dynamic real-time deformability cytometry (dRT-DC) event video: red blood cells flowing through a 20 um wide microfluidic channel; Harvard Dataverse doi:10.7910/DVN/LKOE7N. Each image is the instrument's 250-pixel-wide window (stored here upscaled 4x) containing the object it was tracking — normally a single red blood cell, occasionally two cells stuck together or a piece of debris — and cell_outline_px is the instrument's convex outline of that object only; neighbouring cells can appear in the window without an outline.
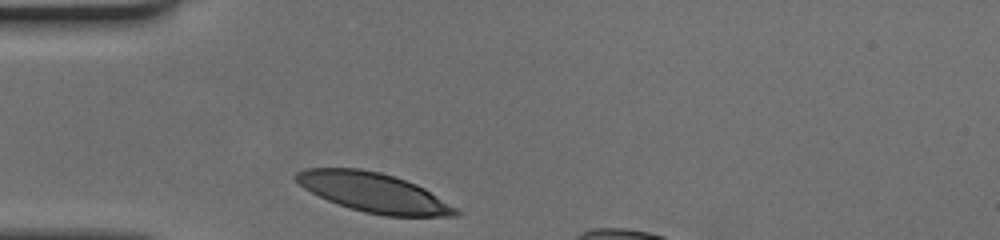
{"species": "human", "species_latin": "Homo sapiens", "temperature_condition": "cold", "stored_images_in_passage": 26, "camera_frame_rate_fps": 3000, "um_per_image_px": 0.085, "donor": {"sex": "female"}, "frame": {"image": 1, "passage_image": 1, "time_ms": 0.0, "image_size_px": [1000, 240], "cell_outline_px": [[460, 212], [456, 216], [384, 216], [364, 212], [328, 200], [304, 188], [292, 176], [296, 172], [304, 168], [360, 168], [380, 172], [416, 184], [424, 188], [456, 208]], "centroid_in_image_um": [31.73, 16.35], "position_along_channel_um": 53.3, "area_um2": 36.18}}
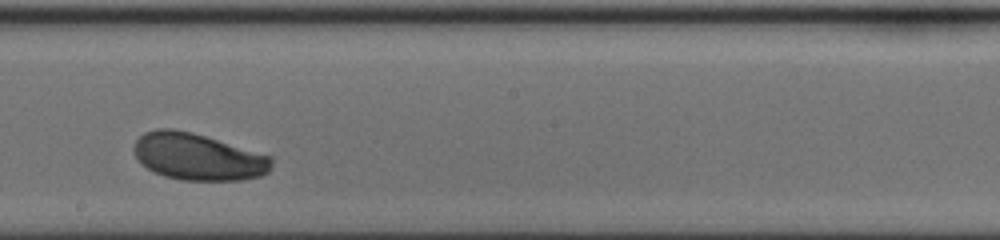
{"frame": {"image": 2, "passage_image": 15, "time_ms": 4.667, "image_size_px": [1000, 240], "cell_outline_px": [[272, 168], [268, 172], [260, 176], [240, 180], [180, 180], [164, 176], [140, 164], [132, 148], [136, 140], [144, 132], [156, 128], [172, 128], [192, 132], [272, 156]], "centroid_in_image_um": [16.81, 13.32], "position_along_channel_um": 231.4, "area_um2": 37.69}}
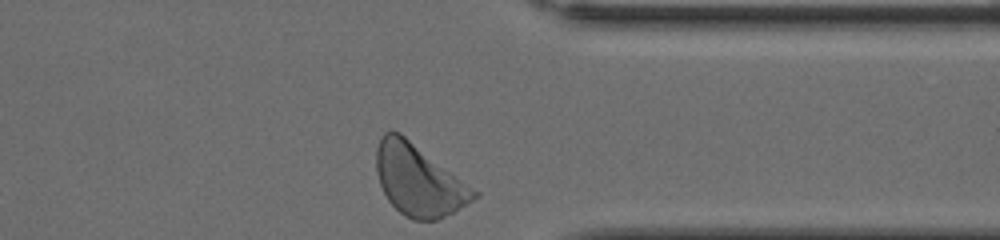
{"frame": {"image": 3, "passage_image": 26, "time_ms": 8.333, "image_size_px": [1000, 240], "cell_outline_px": [[480, 196], [440, 220], [412, 220], [404, 216], [388, 200], [380, 184], [376, 172], [376, 148], [380, 136], [384, 132], [400, 132], [480, 192]], "centroid_in_image_um": [35.6, 15.32], "position_along_channel_um": 375.8, "area_um2": 40.63}}